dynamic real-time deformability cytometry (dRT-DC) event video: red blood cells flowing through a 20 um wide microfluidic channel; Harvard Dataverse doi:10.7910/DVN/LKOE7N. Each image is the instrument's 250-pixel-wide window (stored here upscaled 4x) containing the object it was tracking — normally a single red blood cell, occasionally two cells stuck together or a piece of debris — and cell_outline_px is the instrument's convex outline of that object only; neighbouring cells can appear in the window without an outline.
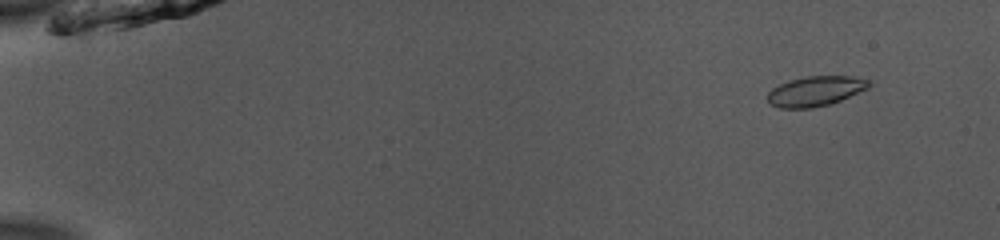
{"species": "common noctule bat (a hibernating species)", "species_latin": "Nyctalus noctula", "temperature_condition": "room temperature", "stored_images_in_passage": 52, "camera_frame_rate_fps": 3000, "um_per_image_px": 0.085, "animal": {"sex": "male", "body_mass_g": 13.0, "forearm_length_mm": 53.1}, "frame": {"image": 1, "passage_image": 5, "time_ms": 1.333, "image_size_px": [1000, 240], "cell_outline_px": [[872, 84], [868, 88], [840, 100], [828, 104], [812, 108], [780, 108], [768, 104], [768, 92], [772, 88], [788, 80], [804, 76], [852, 76], [868, 80]], "centroid_in_image_um": [69.28, 7.74], "position_along_channel_um": 15.7, "area_um2": 17.69}}
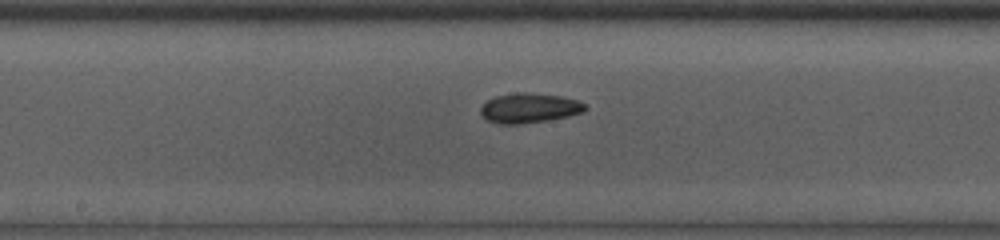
{"frame": {"image": 2, "passage_image": 29, "time_ms": 9.333, "image_size_px": [1000, 240], "cell_outline_px": [[588, 108], [584, 112], [568, 116], [548, 120], [520, 124], [496, 124], [488, 120], [480, 112], [480, 108], [488, 100], [496, 96], [516, 92], [524, 92], [564, 96], [588, 104]], "centroid_in_image_um": [45.03, 9.18], "position_along_channel_um": 203.2, "area_um2": 18.26}}
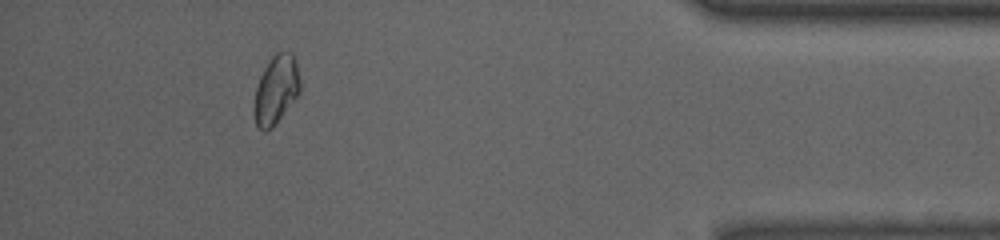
{"frame": {"image": 3, "passage_image": 48, "time_ms": 15.667, "image_size_px": [1000, 240], "cell_outline_px": [[300, 92], [272, 128], [264, 132], [256, 124], [252, 112], [252, 108], [256, 88], [260, 76], [264, 68], [272, 56], [276, 52], [292, 52], [296, 60], [300, 80]], "centroid_in_image_um": [23.45, 7.63], "position_along_channel_um": 411.8, "area_um2": 18.5}, "authors_computed_cell_mechanics": {"area_um2": 17.7157, "velocity_mm_per_s": 3.9554, "shape_relaxation_time_tau1_ms": 5.8277, "shape_relaxation_time_tau2_ms": 3.011, "deformation_change_tau1": 0.1385, "deformation_change_tau2": 0.0728}}